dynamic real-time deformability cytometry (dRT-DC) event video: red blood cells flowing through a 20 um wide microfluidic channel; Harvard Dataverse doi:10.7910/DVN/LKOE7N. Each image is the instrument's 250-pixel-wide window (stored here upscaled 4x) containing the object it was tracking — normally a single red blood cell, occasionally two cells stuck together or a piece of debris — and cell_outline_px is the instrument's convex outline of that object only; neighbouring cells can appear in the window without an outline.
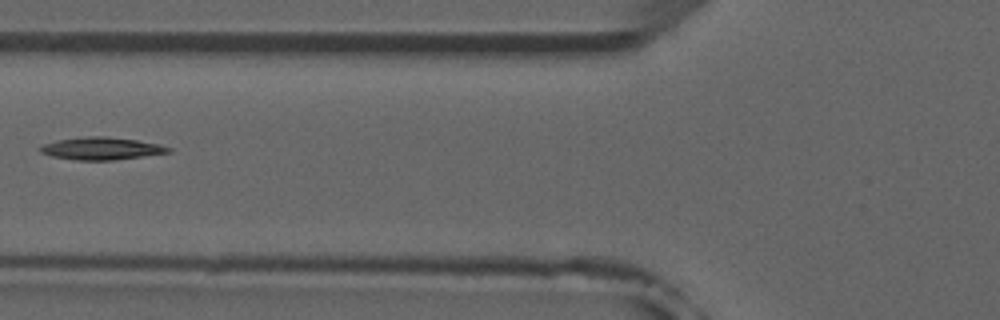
{"species": "common noctule bat (a hibernating species)", "species_latin": "Nyctalus noctula", "temperature_condition": "room temperature", "stored_images_in_passage": 3, "camera_frame_rate_fps": 3000, "um_per_image_px": 0.085, "animal": {"sex": "male", "forearm_length_mm": 52.5}, "frame": {"image": 1, "passage_image": 2, "time_ms": 1.333, "image_size_px": [1000, 320], "cell_outline_px": [[172, 152], [112, 160], [76, 160], [52, 156], [40, 152], [40, 148], [44, 144], [56, 140], [88, 136], [108, 136], [136, 140], [160, 144], [172, 148]], "centroid_in_image_um": [8.64, 12.61], "position_along_channel_um": 117.2, "area_um2": 16.7}}
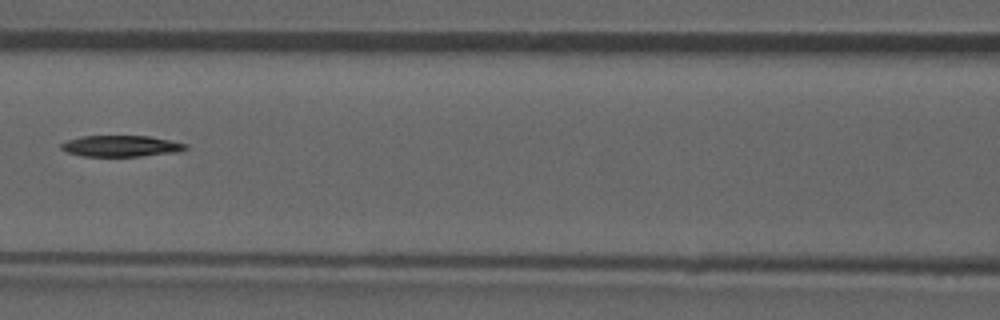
{"frame": {"image": 2, "passage_image": 3, "time_ms": 2.333, "image_size_px": [1000, 320], "cell_outline_px": [[188, 148], [176, 152], [140, 156], [80, 156], [68, 152], [60, 148], [60, 144], [68, 140], [80, 136], [148, 136], [188, 144]], "centroid_in_image_um": [10.26, 12.41], "position_along_channel_um": 156.3, "area_um2": 15.26}}